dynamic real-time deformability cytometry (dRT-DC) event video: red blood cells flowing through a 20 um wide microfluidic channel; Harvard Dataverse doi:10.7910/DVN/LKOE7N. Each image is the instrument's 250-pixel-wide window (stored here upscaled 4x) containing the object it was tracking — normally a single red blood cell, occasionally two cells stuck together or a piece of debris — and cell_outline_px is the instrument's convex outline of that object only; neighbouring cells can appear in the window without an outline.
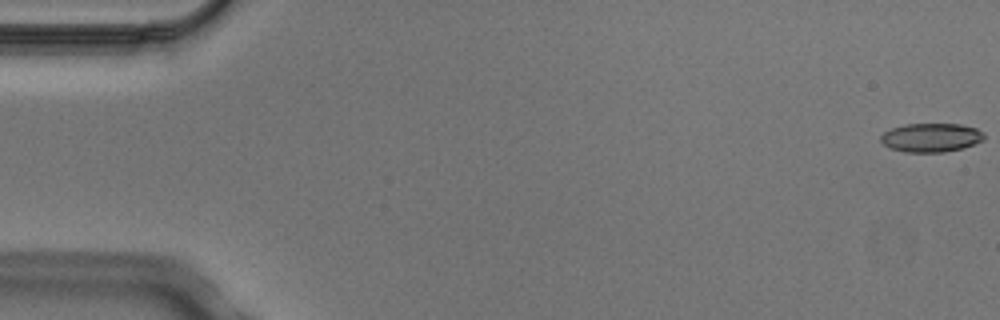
{"species": "Egyptian fruit bat (a non-hibernating species)", "species_latin": "Rousettus aegyptiacus", "temperature_condition": "cold", "stored_images_in_passage": 6, "camera_frame_rate_fps": 3000, "um_per_image_px": 0.085, "animal": {"sex": "male"}, "frame": {"image": 1, "passage_image": 1, "time_ms": 0.0, "image_size_px": [1000, 320], "cell_outline_px": [[984, 140], [976, 144], [964, 148], [944, 152], [904, 152], [892, 148], [884, 144], [880, 140], [880, 136], [884, 132], [892, 128], [908, 124], [960, 124], [976, 128], [984, 132]], "centroid_in_image_um": [79.19, 11.7], "position_along_channel_um": 5.8, "area_um2": 17.4}}
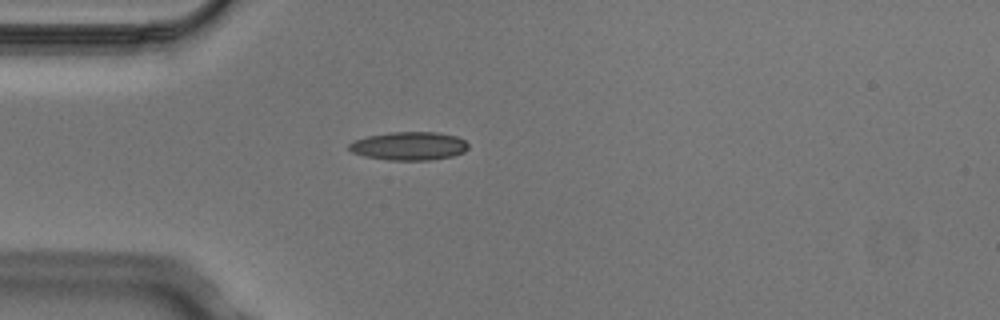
{"frame": {"image": 2, "passage_image": 4, "time_ms": 1.0, "image_size_px": [1000, 320], "cell_outline_px": [[468, 148], [464, 152], [452, 156], [432, 160], [388, 160], [364, 156], [352, 152], [348, 148], [348, 144], [352, 140], [368, 136], [388, 132], [436, 132], [456, 136], [464, 140], [468, 144]], "centroid_in_image_um": [34.74, 12.41], "position_along_channel_um": 50.3, "area_um2": 19.83}}
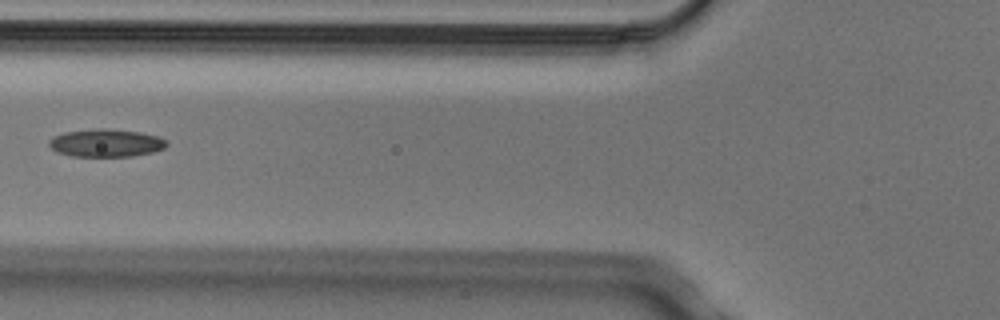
{"frame": {"image": 3, "passage_image": 6, "time_ms": 1.667, "image_size_px": [1000, 320], "cell_outline_px": [[168, 144], [164, 148], [152, 152], [132, 156], [72, 156], [56, 152], [48, 144], [48, 140], [52, 136], [64, 132], [96, 128], [104, 128], [140, 132], [160, 136], [168, 140]], "centroid_in_image_um": [9.01, 12.14], "position_along_channel_um": 116.8, "area_um2": 19.25}}